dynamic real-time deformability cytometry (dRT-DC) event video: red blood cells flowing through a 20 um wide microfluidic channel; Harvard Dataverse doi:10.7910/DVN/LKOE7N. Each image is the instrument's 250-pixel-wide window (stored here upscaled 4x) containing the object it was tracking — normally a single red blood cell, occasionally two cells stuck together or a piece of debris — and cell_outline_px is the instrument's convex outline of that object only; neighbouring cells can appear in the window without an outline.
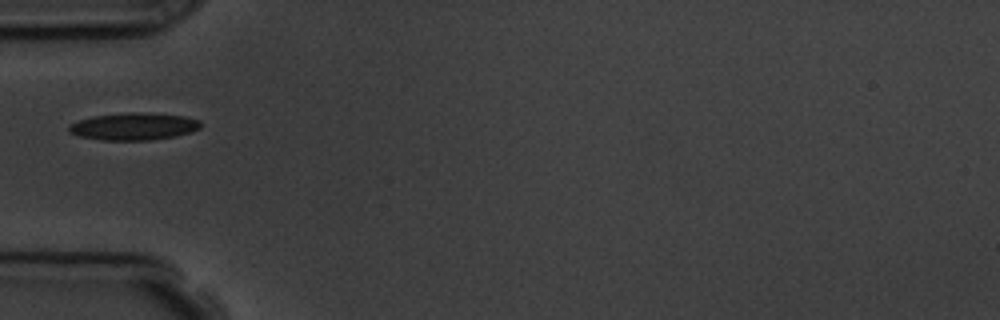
{"species": "common noctule bat (a hibernating species)", "species_latin": "Nyctalus noctula", "temperature_condition": "room temperature", "stored_images_in_passage": 1, "camera_frame_rate_fps": 3000, "um_per_image_px": 0.085, "animal": {"sex": "male", "body_mass_g": 19.5, "forearm_length_mm": 54.6}, "frame": {"image": 1, "passage_image": 1, "time_ms": 0.0, "image_size_px": [1000, 320], "cell_outline_px": [[204, 124], [200, 128], [192, 132], [176, 136], [152, 140], [100, 140], [80, 136], [68, 132], [68, 124], [92, 116], [132, 112], [140, 112], [184, 116], [200, 120]], "centroid_in_image_um": [11.39, 10.75], "position_along_channel_um": 73.6, "area_um2": 21.1}}